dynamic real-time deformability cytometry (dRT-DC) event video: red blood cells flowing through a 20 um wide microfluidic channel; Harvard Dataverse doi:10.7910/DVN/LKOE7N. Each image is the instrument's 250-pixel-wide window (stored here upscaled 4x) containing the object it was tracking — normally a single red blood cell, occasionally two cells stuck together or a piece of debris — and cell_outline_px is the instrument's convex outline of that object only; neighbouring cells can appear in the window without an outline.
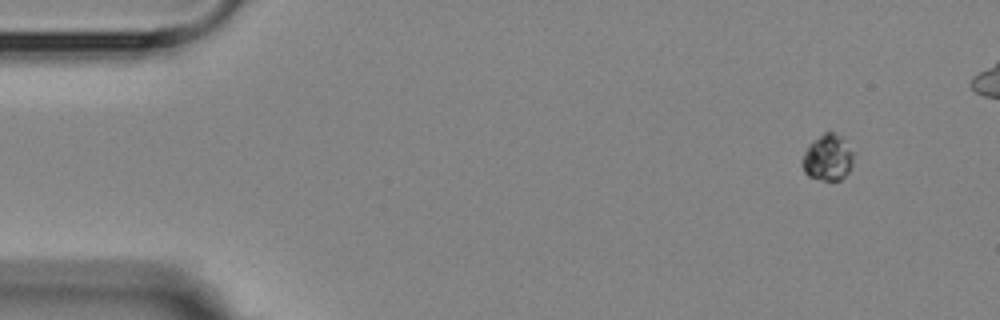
{"species": "Egyptian fruit bat (a non-hibernating species)", "species_latin": "Rousettus aegyptiacus", "temperature_condition": "room temperature", "stored_images_in_passage": 5, "camera_frame_rate_fps": 3000, "um_per_image_px": 0.085, "animal": {"sex": "female"}, "frame": {"image": 1, "passage_image": 1, "time_ms": 0.0, "image_size_px": [1000, 320], "cell_outline_px": [[852, 164], [848, 172], [840, 180], [824, 180], [808, 176], [804, 172], [800, 160], [808, 144], [824, 132], [832, 132], [844, 136], [852, 152]], "centroid_in_image_um": [70.33, 13.37], "position_along_channel_um": 14.7, "area_um2": 13.93}}